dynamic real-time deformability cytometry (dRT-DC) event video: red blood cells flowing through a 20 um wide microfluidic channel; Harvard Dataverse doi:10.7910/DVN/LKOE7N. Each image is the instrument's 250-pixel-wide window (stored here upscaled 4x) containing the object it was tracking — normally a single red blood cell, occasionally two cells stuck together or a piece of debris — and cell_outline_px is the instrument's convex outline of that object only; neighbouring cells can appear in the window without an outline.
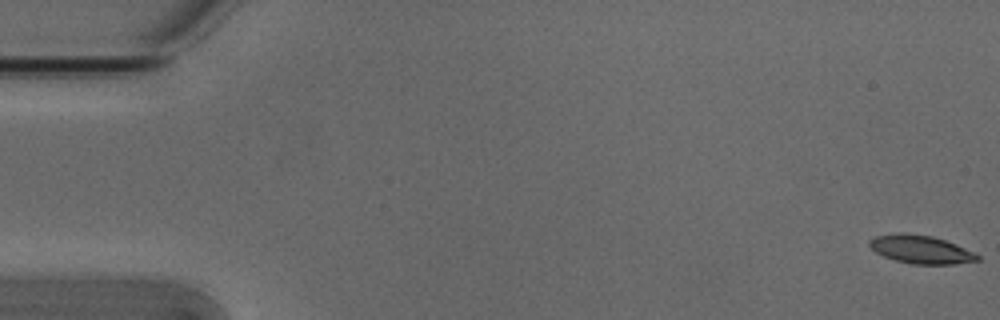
{"species": "Egyptian fruit bat (a non-hibernating species)", "species_latin": "Rousettus aegyptiacus", "temperature_condition": "cold", "stored_images_in_passage": 54, "camera_frame_rate_fps": 3000, "um_per_image_px": 0.085, "animal": {"sex": "male"}, "frame": {"image": 1, "passage_image": 1, "time_ms": 0.0, "image_size_px": [1000, 320], "cell_outline_px": [[980, 260], [956, 264], [912, 264], [896, 260], [884, 256], [876, 252], [868, 244], [868, 240], [876, 236], [896, 232], [904, 232], [932, 236], [956, 244], [976, 252], [980, 256]], "centroid_in_image_um": [78.29, 21.19], "position_along_channel_um": 6.7, "area_um2": 17.92}}
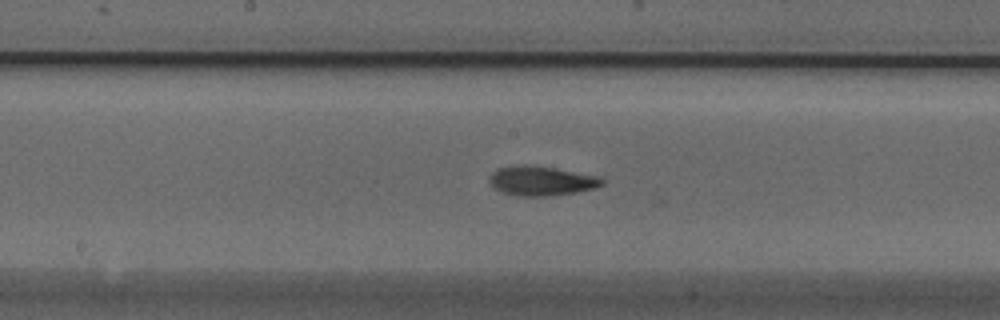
{"frame": {"image": 2, "passage_image": 28, "time_ms": 9.0, "image_size_px": [1000, 320], "cell_outline_px": [[604, 184], [592, 188], [576, 192], [544, 196], [516, 196], [504, 192], [496, 188], [488, 180], [492, 172], [496, 168], [524, 164], [532, 164], [556, 168], [600, 176], [604, 180]], "centroid_in_image_um": [46.02, 15.35], "position_along_channel_um": 202.2, "area_um2": 19.36}}
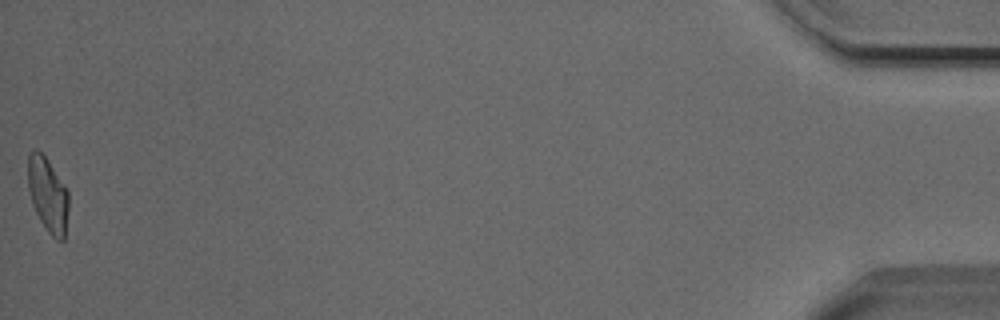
{"frame": {"image": 3, "passage_image": 54, "time_ms": 17.667, "image_size_px": [1000, 320], "cell_outline_px": [[68, 208], [64, 240], [56, 240], [48, 232], [40, 220], [32, 204], [28, 188], [28, 156], [32, 148], [36, 148], [48, 160], [68, 188]], "centroid_in_image_um": [4.07, 16.52], "position_along_channel_um": 431.1, "area_um2": 17.8}, "authors_computed_cell_mechanics": {"area_um2": 18.0914, "velocity_mm_per_s": 3.8371, "shape_relaxation_time_tau1_ms": 4.4225, "shape_relaxation_time_tau2_ms": 3.8498, "deformation_change_tau1": 0.155, "deformation_change_tau2": 0.1188}}